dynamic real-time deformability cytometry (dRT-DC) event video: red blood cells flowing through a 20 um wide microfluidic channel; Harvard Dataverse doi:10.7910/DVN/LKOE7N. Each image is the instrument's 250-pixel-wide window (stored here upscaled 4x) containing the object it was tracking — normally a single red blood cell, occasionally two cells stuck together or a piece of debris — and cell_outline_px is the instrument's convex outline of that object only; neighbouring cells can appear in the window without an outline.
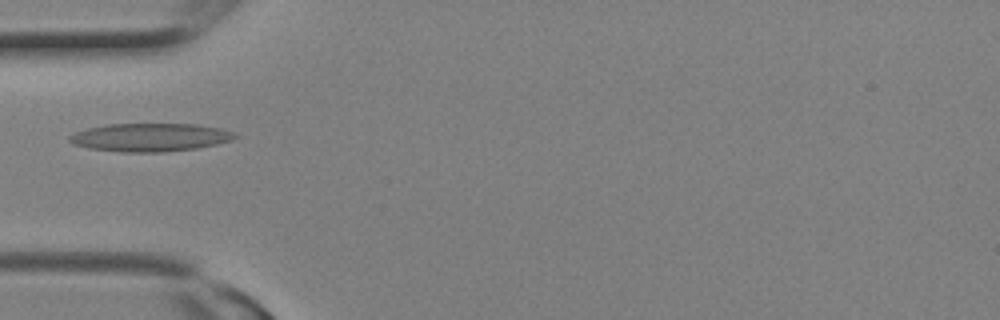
{"species": "Egyptian fruit bat (a non-hibernating species)", "species_latin": "Rousettus aegyptiacus", "temperature_condition": "room temperature", "stored_images_in_passage": 2, "camera_frame_rate_fps": 3000, "um_per_image_px": 0.085, "animal": {"sex": "female"}, "frame": {"image": 1, "passage_image": 1, "time_ms": 0.0, "image_size_px": [1000, 320], "cell_outline_px": [[236, 136], [232, 140], [216, 144], [196, 148], [164, 152], [120, 152], [88, 148], [76, 144], [68, 140], [68, 136], [76, 132], [88, 128], [108, 124], [196, 124], [220, 128], [236, 132]], "centroid_in_image_um": [12.77, 11.67], "position_along_channel_um": 72.2, "area_um2": 27.11}}